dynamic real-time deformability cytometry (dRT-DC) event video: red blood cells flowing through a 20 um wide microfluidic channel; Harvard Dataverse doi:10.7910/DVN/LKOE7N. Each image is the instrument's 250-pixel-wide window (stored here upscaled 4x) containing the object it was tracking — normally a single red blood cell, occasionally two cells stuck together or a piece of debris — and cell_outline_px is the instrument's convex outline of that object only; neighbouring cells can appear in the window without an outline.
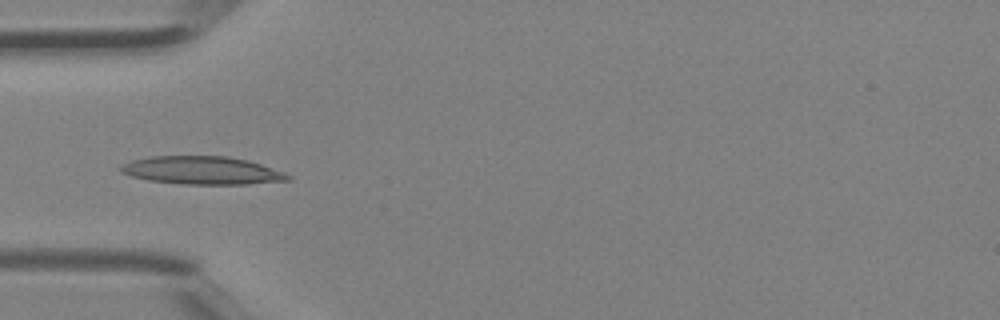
{"species": "Egyptian fruit bat (a non-hibernating species)", "species_latin": "Rousettus aegyptiacus", "temperature_condition": "room temperature", "stored_images_in_passage": 4, "camera_frame_rate_fps": 3000, "um_per_image_px": 0.085, "animal": {"sex": "female"}, "frame": {"image": 1, "passage_image": 4, "time_ms": 1.0, "image_size_px": [1000, 320], "cell_outline_px": [[292, 180], [248, 184], [180, 184], [148, 180], [132, 176], [120, 172], [120, 164], [132, 160], [148, 156], [224, 156], [248, 160], [284, 172], [292, 176]], "centroid_in_image_um": [17.16, 14.48], "position_along_channel_um": 67.8, "area_um2": 27.4}}